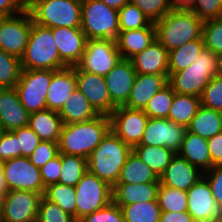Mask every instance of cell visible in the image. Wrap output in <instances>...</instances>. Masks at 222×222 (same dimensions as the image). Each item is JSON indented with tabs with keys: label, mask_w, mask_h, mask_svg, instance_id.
<instances>
[{
	"label": "cell",
	"mask_w": 222,
	"mask_h": 222,
	"mask_svg": "<svg viewBox=\"0 0 222 222\" xmlns=\"http://www.w3.org/2000/svg\"><path fill=\"white\" fill-rule=\"evenodd\" d=\"M111 130L108 115L71 124H64L59 140V153L88 158Z\"/></svg>",
	"instance_id": "1"
},
{
	"label": "cell",
	"mask_w": 222,
	"mask_h": 222,
	"mask_svg": "<svg viewBox=\"0 0 222 222\" xmlns=\"http://www.w3.org/2000/svg\"><path fill=\"white\" fill-rule=\"evenodd\" d=\"M132 151L131 146L110 130L87 158L88 171L114 187Z\"/></svg>",
	"instance_id": "2"
},
{
	"label": "cell",
	"mask_w": 222,
	"mask_h": 222,
	"mask_svg": "<svg viewBox=\"0 0 222 222\" xmlns=\"http://www.w3.org/2000/svg\"><path fill=\"white\" fill-rule=\"evenodd\" d=\"M220 70L221 57L204 48L189 67L169 72L168 83L175 93L201 97L204 88Z\"/></svg>",
	"instance_id": "3"
},
{
	"label": "cell",
	"mask_w": 222,
	"mask_h": 222,
	"mask_svg": "<svg viewBox=\"0 0 222 222\" xmlns=\"http://www.w3.org/2000/svg\"><path fill=\"white\" fill-rule=\"evenodd\" d=\"M202 26L203 21L190 9L173 7L162 19L155 22L156 39L169 52L201 38Z\"/></svg>",
	"instance_id": "4"
},
{
	"label": "cell",
	"mask_w": 222,
	"mask_h": 222,
	"mask_svg": "<svg viewBox=\"0 0 222 222\" xmlns=\"http://www.w3.org/2000/svg\"><path fill=\"white\" fill-rule=\"evenodd\" d=\"M22 70H60L68 67L59 57L51 28L33 23L25 52L20 59Z\"/></svg>",
	"instance_id": "5"
},
{
	"label": "cell",
	"mask_w": 222,
	"mask_h": 222,
	"mask_svg": "<svg viewBox=\"0 0 222 222\" xmlns=\"http://www.w3.org/2000/svg\"><path fill=\"white\" fill-rule=\"evenodd\" d=\"M33 23L44 27H81L82 0H26Z\"/></svg>",
	"instance_id": "6"
},
{
	"label": "cell",
	"mask_w": 222,
	"mask_h": 222,
	"mask_svg": "<svg viewBox=\"0 0 222 222\" xmlns=\"http://www.w3.org/2000/svg\"><path fill=\"white\" fill-rule=\"evenodd\" d=\"M87 39H113L119 34L118 10L99 0H82L81 27Z\"/></svg>",
	"instance_id": "7"
},
{
	"label": "cell",
	"mask_w": 222,
	"mask_h": 222,
	"mask_svg": "<svg viewBox=\"0 0 222 222\" xmlns=\"http://www.w3.org/2000/svg\"><path fill=\"white\" fill-rule=\"evenodd\" d=\"M75 191L77 222L113 201V187L88 170L75 186Z\"/></svg>",
	"instance_id": "8"
},
{
	"label": "cell",
	"mask_w": 222,
	"mask_h": 222,
	"mask_svg": "<svg viewBox=\"0 0 222 222\" xmlns=\"http://www.w3.org/2000/svg\"><path fill=\"white\" fill-rule=\"evenodd\" d=\"M54 70H22L15 86L22 105L31 114L47 109L46 97Z\"/></svg>",
	"instance_id": "9"
},
{
	"label": "cell",
	"mask_w": 222,
	"mask_h": 222,
	"mask_svg": "<svg viewBox=\"0 0 222 222\" xmlns=\"http://www.w3.org/2000/svg\"><path fill=\"white\" fill-rule=\"evenodd\" d=\"M121 60L113 39H87L85 51L75 65L79 70L105 76Z\"/></svg>",
	"instance_id": "10"
},
{
	"label": "cell",
	"mask_w": 222,
	"mask_h": 222,
	"mask_svg": "<svg viewBox=\"0 0 222 222\" xmlns=\"http://www.w3.org/2000/svg\"><path fill=\"white\" fill-rule=\"evenodd\" d=\"M32 17L27 8L5 16L0 24V50L21 59L29 41Z\"/></svg>",
	"instance_id": "11"
},
{
	"label": "cell",
	"mask_w": 222,
	"mask_h": 222,
	"mask_svg": "<svg viewBox=\"0 0 222 222\" xmlns=\"http://www.w3.org/2000/svg\"><path fill=\"white\" fill-rule=\"evenodd\" d=\"M3 174L8 190H25L44 194L45 187L40 169L27 157H17L4 161Z\"/></svg>",
	"instance_id": "12"
},
{
	"label": "cell",
	"mask_w": 222,
	"mask_h": 222,
	"mask_svg": "<svg viewBox=\"0 0 222 222\" xmlns=\"http://www.w3.org/2000/svg\"><path fill=\"white\" fill-rule=\"evenodd\" d=\"M186 132L187 127L167 118H149L138 145L160 146L178 153Z\"/></svg>",
	"instance_id": "13"
},
{
	"label": "cell",
	"mask_w": 222,
	"mask_h": 222,
	"mask_svg": "<svg viewBox=\"0 0 222 222\" xmlns=\"http://www.w3.org/2000/svg\"><path fill=\"white\" fill-rule=\"evenodd\" d=\"M109 117L111 131L124 143L132 148L140 143L149 119L143 110L119 106Z\"/></svg>",
	"instance_id": "14"
},
{
	"label": "cell",
	"mask_w": 222,
	"mask_h": 222,
	"mask_svg": "<svg viewBox=\"0 0 222 222\" xmlns=\"http://www.w3.org/2000/svg\"><path fill=\"white\" fill-rule=\"evenodd\" d=\"M42 197L32 191H8L0 222H36Z\"/></svg>",
	"instance_id": "15"
},
{
	"label": "cell",
	"mask_w": 222,
	"mask_h": 222,
	"mask_svg": "<svg viewBox=\"0 0 222 222\" xmlns=\"http://www.w3.org/2000/svg\"><path fill=\"white\" fill-rule=\"evenodd\" d=\"M187 200V212L195 222H213L222 217V207L215 201L204 177L187 190Z\"/></svg>",
	"instance_id": "16"
},
{
	"label": "cell",
	"mask_w": 222,
	"mask_h": 222,
	"mask_svg": "<svg viewBox=\"0 0 222 222\" xmlns=\"http://www.w3.org/2000/svg\"><path fill=\"white\" fill-rule=\"evenodd\" d=\"M75 76L77 89L99 114L109 116L116 109L111 102L104 76L81 71L76 66Z\"/></svg>",
	"instance_id": "17"
},
{
	"label": "cell",
	"mask_w": 222,
	"mask_h": 222,
	"mask_svg": "<svg viewBox=\"0 0 222 222\" xmlns=\"http://www.w3.org/2000/svg\"><path fill=\"white\" fill-rule=\"evenodd\" d=\"M131 60L121 59L105 76L111 102L116 106H124L129 99L136 77Z\"/></svg>",
	"instance_id": "18"
},
{
	"label": "cell",
	"mask_w": 222,
	"mask_h": 222,
	"mask_svg": "<svg viewBox=\"0 0 222 222\" xmlns=\"http://www.w3.org/2000/svg\"><path fill=\"white\" fill-rule=\"evenodd\" d=\"M60 59L68 66H75L85 51L87 38L80 27L51 28Z\"/></svg>",
	"instance_id": "19"
},
{
	"label": "cell",
	"mask_w": 222,
	"mask_h": 222,
	"mask_svg": "<svg viewBox=\"0 0 222 222\" xmlns=\"http://www.w3.org/2000/svg\"><path fill=\"white\" fill-rule=\"evenodd\" d=\"M204 175V172L189 163L178 153L172 158L171 163L159 177L161 185L187 191L197 183Z\"/></svg>",
	"instance_id": "20"
},
{
	"label": "cell",
	"mask_w": 222,
	"mask_h": 222,
	"mask_svg": "<svg viewBox=\"0 0 222 222\" xmlns=\"http://www.w3.org/2000/svg\"><path fill=\"white\" fill-rule=\"evenodd\" d=\"M30 113L20 102L18 92L13 88H0V129L13 131L27 126Z\"/></svg>",
	"instance_id": "21"
},
{
	"label": "cell",
	"mask_w": 222,
	"mask_h": 222,
	"mask_svg": "<svg viewBox=\"0 0 222 222\" xmlns=\"http://www.w3.org/2000/svg\"><path fill=\"white\" fill-rule=\"evenodd\" d=\"M130 60L137 74H156L169 78V52L157 39Z\"/></svg>",
	"instance_id": "22"
},
{
	"label": "cell",
	"mask_w": 222,
	"mask_h": 222,
	"mask_svg": "<svg viewBox=\"0 0 222 222\" xmlns=\"http://www.w3.org/2000/svg\"><path fill=\"white\" fill-rule=\"evenodd\" d=\"M76 89L75 66L54 70L46 97L47 109L59 112Z\"/></svg>",
	"instance_id": "23"
},
{
	"label": "cell",
	"mask_w": 222,
	"mask_h": 222,
	"mask_svg": "<svg viewBox=\"0 0 222 222\" xmlns=\"http://www.w3.org/2000/svg\"><path fill=\"white\" fill-rule=\"evenodd\" d=\"M155 40L156 27L155 23H152L150 26L141 29L119 31L115 41L121 59L130 60L149 47Z\"/></svg>",
	"instance_id": "24"
},
{
	"label": "cell",
	"mask_w": 222,
	"mask_h": 222,
	"mask_svg": "<svg viewBox=\"0 0 222 222\" xmlns=\"http://www.w3.org/2000/svg\"><path fill=\"white\" fill-rule=\"evenodd\" d=\"M167 83L168 79L163 75L136 74L129 99L124 106L144 110L148 101Z\"/></svg>",
	"instance_id": "25"
},
{
	"label": "cell",
	"mask_w": 222,
	"mask_h": 222,
	"mask_svg": "<svg viewBox=\"0 0 222 222\" xmlns=\"http://www.w3.org/2000/svg\"><path fill=\"white\" fill-rule=\"evenodd\" d=\"M159 185L160 182L116 184L112 191L113 202L118 206H125L157 200Z\"/></svg>",
	"instance_id": "26"
},
{
	"label": "cell",
	"mask_w": 222,
	"mask_h": 222,
	"mask_svg": "<svg viewBox=\"0 0 222 222\" xmlns=\"http://www.w3.org/2000/svg\"><path fill=\"white\" fill-rule=\"evenodd\" d=\"M63 125L64 123L58 112L49 109L31 113L29 116L28 126L42 141L59 143Z\"/></svg>",
	"instance_id": "27"
},
{
	"label": "cell",
	"mask_w": 222,
	"mask_h": 222,
	"mask_svg": "<svg viewBox=\"0 0 222 222\" xmlns=\"http://www.w3.org/2000/svg\"><path fill=\"white\" fill-rule=\"evenodd\" d=\"M178 154L203 172L212 168L207 139L188 130Z\"/></svg>",
	"instance_id": "28"
},
{
	"label": "cell",
	"mask_w": 222,
	"mask_h": 222,
	"mask_svg": "<svg viewBox=\"0 0 222 222\" xmlns=\"http://www.w3.org/2000/svg\"><path fill=\"white\" fill-rule=\"evenodd\" d=\"M58 114L64 124L84 122L100 115L78 89L66 99Z\"/></svg>",
	"instance_id": "29"
},
{
	"label": "cell",
	"mask_w": 222,
	"mask_h": 222,
	"mask_svg": "<svg viewBox=\"0 0 222 222\" xmlns=\"http://www.w3.org/2000/svg\"><path fill=\"white\" fill-rule=\"evenodd\" d=\"M151 182H159V177L132 151L121 169L117 184Z\"/></svg>",
	"instance_id": "30"
},
{
	"label": "cell",
	"mask_w": 222,
	"mask_h": 222,
	"mask_svg": "<svg viewBox=\"0 0 222 222\" xmlns=\"http://www.w3.org/2000/svg\"><path fill=\"white\" fill-rule=\"evenodd\" d=\"M187 130L206 139L215 136L222 132V112L201 105Z\"/></svg>",
	"instance_id": "31"
},
{
	"label": "cell",
	"mask_w": 222,
	"mask_h": 222,
	"mask_svg": "<svg viewBox=\"0 0 222 222\" xmlns=\"http://www.w3.org/2000/svg\"><path fill=\"white\" fill-rule=\"evenodd\" d=\"M200 106V97L175 93L167 119L188 127Z\"/></svg>",
	"instance_id": "32"
},
{
	"label": "cell",
	"mask_w": 222,
	"mask_h": 222,
	"mask_svg": "<svg viewBox=\"0 0 222 222\" xmlns=\"http://www.w3.org/2000/svg\"><path fill=\"white\" fill-rule=\"evenodd\" d=\"M133 151L158 177L163 174L176 154L171 149L149 145H136Z\"/></svg>",
	"instance_id": "33"
},
{
	"label": "cell",
	"mask_w": 222,
	"mask_h": 222,
	"mask_svg": "<svg viewBox=\"0 0 222 222\" xmlns=\"http://www.w3.org/2000/svg\"><path fill=\"white\" fill-rule=\"evenodd\" d=\"M204 48V40L201 37L169 51V72H178L189 67Z\"/></svg>",
	"instance_id": "34"
},
{
	"label": "cell",
	"mask_w": 222,
	"mask_h": 222,
	"mask_svg": "<svg viewBox=\"0 0 222 222\" xmlns=\"http://www.w3.org/2000/svg\"><path fill=\"white\" fill-rule=\"evenodd\" d=\"M43 197L57 204L62 210L76 220V191L75 187L56 183L45 188Z\"/></svg>",
	"instance_id": "35"
},
{
	"label": "cell",
	"mask_w": 222,
	"mask_h": 222,
	"mask_svg": "<svg viewBox=\"0 0 222 222\" xmlns=\"http://www.w3.org/2000/svg\"><path fill=\"white\" fill-rule=\"evenodd\" d=\"M119 207L123 212L125 222H159L160 220L161 209L157 200Z\"/></svg>",
	"instance_id": "36"
},
{
	"label": "cell",
	"mask_w": 222,
	"mask_h": 222,
	"mask_svg": "<svg viewBox=\"0 0 222 222\" xmlns=\"http://www.w3.org/2000/svg\"><path fill=\"white\" fill-rule=\"evenodd\" d=\"M87 170L86 158L62 154L61 175L58 183L75 187Z\"/></svg>",
	"instance_id": "37"
},
{
	"label": "cell",
	"mask_w": 222,
	"mask_h": 222,
	"mask_svg": "<svg viewBox=\"0 0 222 222\" xmlns=\"http://www.w3.org/2000/svg\"><path fill=\"white\" fill-rule=\"evenodd\" d=\"M157 201L161 211H187V191L159 185Z\"/></svg>",
	"instance_id": "38"
},
{
	"label": "cell",
	"mask_w": 222,
	"mask_h": 222,
	"mask_svg": "<svg viewBox=\"0 0 222 222\" xmlns=\"http://www.w3.org/2000/svg\"><path fill=\"white\" fill-rule=\"evenodd\" d=\"M174 94L171 85L167 83L148 101L143 110L144 113L149 118H168Z\"/></svg>",
	"instance_id": "39"
},
{
	"label": "cell",
	"mask_w": 222,
	"mask_h": 222,
	"mask_svg": "<svg viewBox=\"0 0 222 222\" xmlns=\"http://www.w3.org/2000/svg\"><path fill=\"white\" fill-rule=\"evenodd\" d=\"M22 71L20 58L0 50V88H13Z\"/></svg>",
	"instance_id": "40"
},
{
	"label": "cell",
	"mask_w": 222,
	"mask_h": 222,
	"mask_svg": "<svg viewBox=\"0 0 222 222\" xmlns=\"http://www.w3.org/2000/svg\"><path fill=\"white\" fill-rule=\"evenodd\" d=\"M119 30H136L150 26L151 22L146 15L132 2L118 10Z\"/></svg>",
	"instance_id": "41"
},
{
	"label": "cell",
	"mask_w": 222,
	"mask_h": 222,
	"mask_svg": "<svg viewBox=\"0 0 222 222\" xmlns=\"http://www.w3.org/2000/svg\"><path fill=\"white\" fill-rule=\"evenodd\" d=\"M202 37L205 48L222 57V17L204 21Z\"/></svg>",
	"instance_id": "42"
},
{
	"label": "cell",
	"mask_w": 222,
	"mask_h": 222,
	"mask_svg": "<svg viewBox=\"0 0 222 222\" xmlns=\"http://www.w3.org/2000/svg\"><path fill=\"white\" fill-rule=\"evenodd\" d=\"M153 23L162 19L172 8L171 0H130Z\"/></svg>",
	"instance_id": "43"
},
{
	"label": "cell",
	"mask_w": 222,
	"mask_h": 222,
	"mask_svg": "<svg viewBox=\"0 0 222 222\" xmlns=\"http://www.w3.org/2000/svg\"><path fill=\"white\" fill-rule=\"evenodd\" d=\"M201 105L222 112V74L215 75L204 88Z\"/></svg>",
	"instance_id": "44"
},
{
	"label": "cell",
	"mask_w": 222,
	"mask_h": 222,
	"mask_svg": "<svg viewBox=\"0 0 222 222\" xmlns=\"http://www.w3.org/2000/svg\"><path fill=\"white\" fill-rule=\"evenodd\" d=\"M36 222H77L74 217L62 210L57 204L42 197Z\"/></svg>",
	"instance_id": "45"
},
{
	"label": "cell",
	"mask_w": 222,
	"mask_h": 222,
	"mask_svg": "<svg viewBox=\"0 0 222 222\" xmlns=\"http://www.w3.org/2000/svg\"><path fill=\"white\" fill-rule=\"evenodd\" d=\"M19 144V157H29L42 142L39 136L27 125L13 130Z\"/></svg>",
	"instance_id": "46"
},
{
	"label": "cell",
	"mask_w": 222,
	"mask_h": 222,
	"mask_svg": "<svg viewBox=\"0 0 222 222\" xmlns=\"http://www.w3.org/2000/svg\"><path fill=\"white\" fill-rule=\"evenodd\" d=\"M78 222H125L121 208L113 201L100 210L84 216Z\"/></svg>",
	"instance_id": "47"
},
{
	"label": "cell",
	"mask_w": 222,
	"mask_h": 222,
	"mask_svg": "<svg viewBox=\"0 0 222 222\" xmlns=\"http://www.w3.org/2000/svg\"><path fill=\"white\" fill-rule=\"evenodd\" d=\"M190 10L203 22L222 17V0H197Z\"/></svg>",
	"instance_id": "48"
},
{
	"label": "cell",
	"mask_w": 222,
	"mask_h": 222,
	"mask_svg": "<svg viewBox=\"0 0 222 222\" xmlns=\"http://www.w3.org/2000/svg\"><path fill=\"white\" fill-rule=\"evenodd\" d=\"M59 154V143L42 141L28 157L32 164L39 169Z\"/></svg>",
	"instance_id": "49"
},
{
	"label": "cell",
	"mask_w": 222,
	"mask_h": 222,
	"mask_svg": "<svg viewBox=\"0 0 222 222\" xmlns=\"http://www.w3.org/2000/svg\"><path fill=\"white\" fill-rule=\"evenodd\" d=\"M19 157V144L13 131L0 133V158L3 161Z\"/></svg>",
	"instance_id": "50"
},
{
	"label": "cell",
	"mask_w": 222,
	"mask_h": 222,
	"mask_svg": "<svg viewBox=\"0 0 222 222\" xmlns=\"http://www.w3.org/2000/svg\"><path fill=\"white\" fill-rule=\"evenodd\" d=\"M61 166L62 154L59 153L40 168V175L45 188L59 182Z\"/></svg>",
	"instance_id": "51"
},
{
	"label": "cell",
	"mask_w": 222,
	"mask_h": 222,
	"mask_svg": "<svg viewBox=\"0 0 222 222\" xmlns=\"http://www.w3.org/2000/svg\"><path fill=\"white\" fill-rule=\"evenodd\" d=\"M203 177L208 181L215 201L222 207V167L213 166L204 172Z\"/></svg>",
	"instance_id": "52"
},
{
	"label": "cell",
	"mask_w": 222,
	"mask_h": 222,
	"mask_svg": "<svg viewBox=\"0 0 222 222\" xmlns=\"http://www.w3.org/2000/svg\"><path fill=\"white\" fill-rule=\"evenodd\" d=\"M212 167L222 164V132L207 139Z\"/></svg>",
	"instance_id": "53"
},
{
	"label": "cell",
	"mask_w": 222,
	"mask_h": 222,
	"mask_svg": "<svg viewBox=\"0 0 222 222\" xmlns=\"http://www.w3.org/2000/svg\"><path fill=\"white\" fill-rule=\"evenodd\" d=\"M26 8V0H0V14L11 16Z\"/></svg>",
	"instance_id": "54"
},
{
	"label": "cell",
	"mask_w": 222,
	"mask_h": 222,
	"mask_svg": "<svg viewBox=\"0 0 222 222\" xmlns=\"http://www.w3.org/2000/svg\"><path fill=\"white\" fill-rule=\"evenodd\" d=\"M159 222H195L187 211H161Z\"/></svg>",
	"instance_id": "55"
},
{
	"label": "cell",
	"mask_w": 222,
	"mask_h": 222,
	"mask_svg": "<svg viewBox=\"0 0 222 222\" xmlns=\"http://www.w3.org/2000/svg\"><path fill=\"white\" fill-rule=\"evenodd\" d=\"M197 0H171L173 7L179 9H190Z\"/></svg>",
	"instance_id": "56"
},
{
	"label": "cell",
	"mask_w": 222,
	"mask_h": 222,
	"mask_svg": "<svg viewBox=\"0 0 222 222\" xmlns=\"http://www.w3.org/2000/svg\"><path fill=\"white\" fill-rule=\"evenodd\" d=\"M105 3L110 8H113L115 10H119L122 7H124L126 4L130 2V0H99Z\"/></svg>",
	"instance_id": "57"
},
{
	"label": "cell",
	"mask_w": 222,
	"mask_h": 222,
	"mask_svg": "<svg viewBox=\"0 0 222 222\" xmlns=\"http://www.w3.org/2000/svg\"><path fill=\"white\" fill-rule=\"evenodd\" d=\"M4 161L0 160V191H9L3 174Z\"/></svg>",
	"instance_id": "58"
},
{
	"label": "cell",
	"mask_w": 222,
	"mask_h": 222,
	"mask_svg": "<svg viewBox=\"0 0 222 222\" xmlns=\"http://www.w3.org/2000/svg\"><path fill=\"white\" fill-rule=\"evenodd\" d=\"M7 192L8 191H0V221H1V218H2L5 196H6Z\"/></svg>",
	"instance_id": "59"
},
{
	"label": "cell",
	"mask_w": 222,
	"mask_h": 222,
	"mask_svg": "<svg viewBox=\"0 0 222 222\" xmlns=\"http://www.w3.org/2000/svg\"><path fill=\"white\" fill-rule=\"evenodd\" d=\"M213 222H222V217H220L219 219L214 220Z\"/></svg>",
	"instance_id": "60"
},
{
	"label": "cell",
	"mask_w": 222,
	"mask_h": 222,
	"mask_svg": "<svg viewBox=\"0 0 222 222\" xmlns=\"http://www.w3.org/2000/svg\"><path fill=\"white\" fill-rule=\"evenodd\" d=\"M4 17H5V16H3V15L0 14V24H1V22H2V20H3Z\"/></svg>",
	"instance_id": "61"
},
{
	"label": "cell",
	"mask_w": 222,
	"mask_h": 222,
	"mask_svg": "<svg viewBox=\"0 0 222 222\" xmlns=\"http://www.w3.org/2000/svg\"><path fill=\"white\" fill-rule=\"evenodd\" d=\"M220 73L222 74V57H221V70Z\"/></svg>",
	"instance_id": "62"
}]
</instances>
